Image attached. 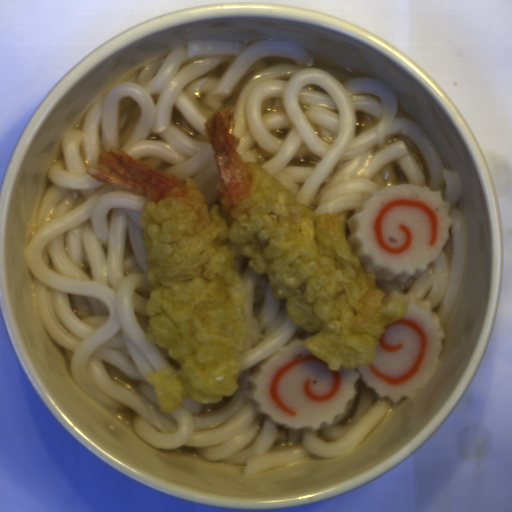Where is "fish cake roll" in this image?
<instances>
[{
  "instance_id": "14b837c1",
  "label": "fish cake roll",
  "mask_w": 512,
  "mask_h": 512,
  "mask_svg": "<svg viewBox=\"0 0 512 512\" xmlns=\"http://www.w3.org/2000/svg\"><path fill=\"white\" fill-rule=\"evenodd\" d=\"M403 296L406 314L385 326L375 343L374 362L330 370L305 346L316 332L295 335L247 376L248 398L270 423L314 432L345 412L359 379L391 402L413 398L434 373L446 332L430 301L412 293Z\"/></svg>"
},
{
  "instance_id": "80858fc9",
  "label": "fish cake roll",
  "mask_w": 512,
  "mask_h": 512,
  "mask_svg": "<svg viewBox=\"0 0 512 512\" xmlns=\"http://www.w3.org/2000/svg\"><path fill=\"white\" fill-rule=\"evenodd\" d=\"M442 195L410 183L366 193L347 218L346 239L370 273L405 283L440 257L453 220Z\"/></svg>"
}]
</instances>
